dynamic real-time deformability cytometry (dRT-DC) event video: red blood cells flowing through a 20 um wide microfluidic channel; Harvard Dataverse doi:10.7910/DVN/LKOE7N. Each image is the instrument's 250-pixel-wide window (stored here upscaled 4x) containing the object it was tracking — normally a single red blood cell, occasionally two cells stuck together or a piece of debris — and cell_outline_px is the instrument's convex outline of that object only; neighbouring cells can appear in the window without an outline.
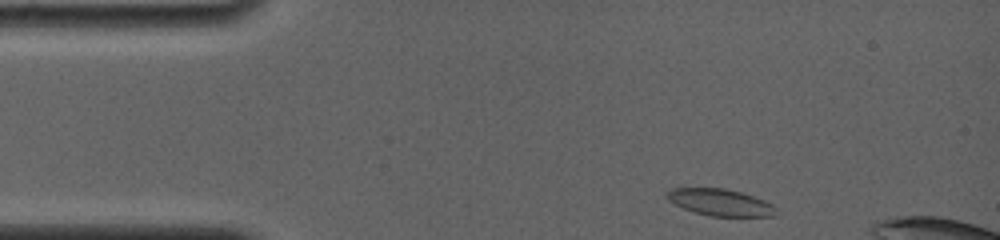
{"species": "common noctule bat (a hibernating species)", "species_latin": "Nyctalus noctula", "temperature_condition": "room temperature", "stored_images_in_passage": 41, "camera_frame_rate_fps": 4000, "um_per_image_px": 0.085, "animal": {"sex": "female", "body_mass_g": 19.0, "forearm_length_mm": 56.7}, "frame": {"image": 1, "passage_image": 1, "time_ms": 0.0, "image_size_px": [1000, 240], "cell_outline_px": [[776, 216], [708, 216], [684, 208], [668, 200], [664, 196], [672, 188], [724, 188], [740, 192], [764, 200], [772, 204], [776, 208]], "centroid_in_image_um": [61.22, 17.2], "position_along_channel_um": 23.8, "area_um2": 16.88}}
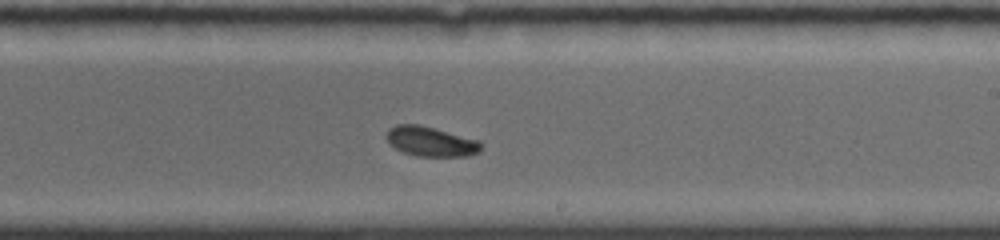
{"frame": {"image": 2, "passage_image": 19, "time_ms": 7.5, "image_size_px": [1000, 240], "cell_outline_px": [[484, 144], [480, 152], [468, 156], [416, 156], [404, 152], [396, 148], [384, 136], [388, 128], [396, 124], [420, 124], [480, 140]], "centroid_in_image_um": [36.65, 12.01], "position_along_channel_um": 252.3, "area_um2": 16.65}}
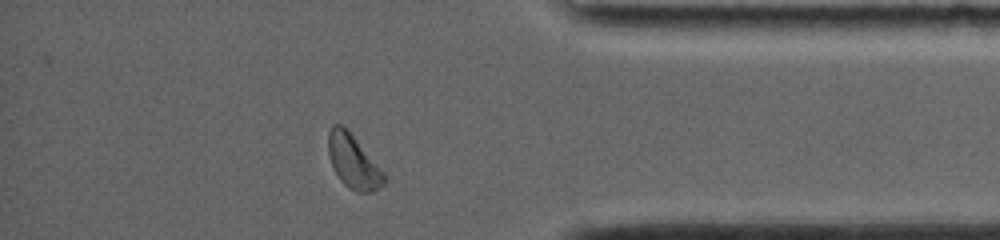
{"frame": {"image": 3, "passage_image": 36, "time_ms": 11.75, "image_size_px": [1000, 240], "cell_outline_px": [[388, 180], [384, 184], [372, 192], [356, 192], [348, 188], [340, 180], [332, 164], [328, 152], [328, 132], [332, 124], [340, 124], [352, 136], [388, 176]], "centroid_in_image_um": [30.05, 13.78], "position_along_channel_um": 405.2, "area_um2": 17.17}}